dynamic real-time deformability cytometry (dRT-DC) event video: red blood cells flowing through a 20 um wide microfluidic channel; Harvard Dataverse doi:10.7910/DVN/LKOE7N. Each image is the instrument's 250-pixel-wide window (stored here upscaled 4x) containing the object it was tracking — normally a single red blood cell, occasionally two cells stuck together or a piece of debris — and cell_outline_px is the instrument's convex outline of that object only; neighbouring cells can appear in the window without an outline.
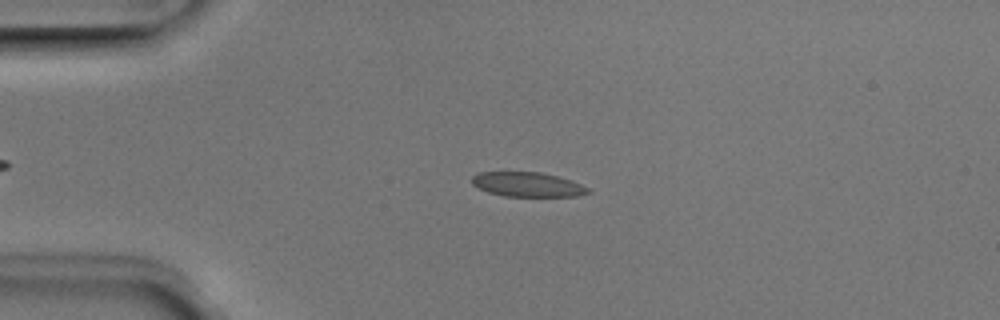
{"species": "Egyptian fruit bat (a non-hibernating species)", "species_latin": "Rousettus aegyptiacus", "temperature_condition": "room temperature", "stored_images_in_passage": 37, "camera_frame_rate_fps": 3000, "um_per_image_px": 0.085, "animal": {"sex": "male"}, "frame": {"image": 1, "passage_image": 3, "time_ms": 0.667, "image_size_px": [1000, 320], "cell_outline_px": [[592, 192], [580, 196], [504, 196], [488, 192], [472, 184], [472, 176], [480, 172], [540, 172], [556, 176], [580, 184], [588, 188]], "centroid_in_image_um": [44.84, 15.68], "position_along_channel_um": 40.2, "area_um2": 16.42}}
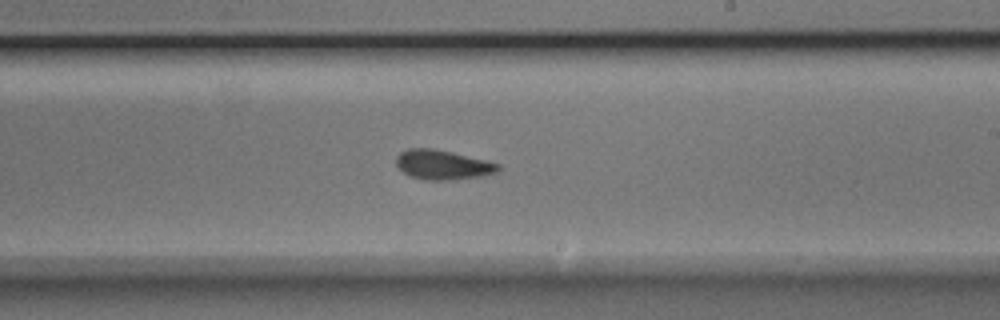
{"frame": {"image": 2, "passage_image": 21, "time_ms": 6.667, "image_size_px": [1000, 320], "cell_outline_px": [[500, 168], [496, 172], [480, 176], [448, 180], [424, 180], [408, 176], [396, 164], [396, 156], [400, 152], [408, 148], [432, 148], [452, 152], [500, 164]], "centroid_in_image_um": [37.58, 14.0], "position_along_channel_um": 251.4, "area_um2": 17.46}}
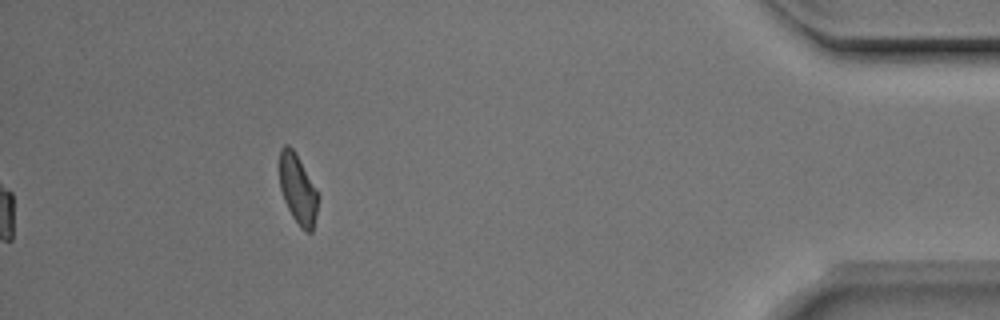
{"frame": {"image": 3, "passage_image": 37, "time_ms": 12.0, "image_size_px": [1000, 320], "cell_outline_px": [[320, 196], [312, 232], [304, 232], [300, 228], [292, 216], [284, 200], [280, 188], [280, 148], [284, 144], [288, 144], [296, 152]], "centroid_in_image_um": [25.33, 16.09], "position_along_channel_um": 409.9, "area_um2": 15.78}, "authors_computed_cell_mechanics": {"area_um2": 17.4556, "velocity_mm_per_s": 4.0084, "shape_relaxation_time_tau1_ms": 6.222, "shape_relaxation_time_tau2_ms": 1.8381, "deformation_change_tau1": 0.1199, "deformation_change_tau2": 0.0604}}